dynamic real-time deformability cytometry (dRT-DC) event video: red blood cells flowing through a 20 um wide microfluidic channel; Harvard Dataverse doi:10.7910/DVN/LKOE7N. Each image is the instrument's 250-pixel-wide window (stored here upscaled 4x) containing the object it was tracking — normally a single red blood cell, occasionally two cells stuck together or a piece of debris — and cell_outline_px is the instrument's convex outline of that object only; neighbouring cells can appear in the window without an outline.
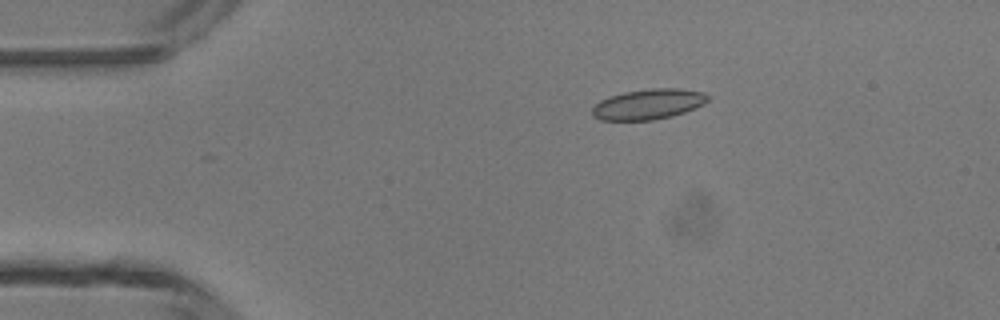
{"species": "common noctule bat (a hibernating species)", "species_latin": "Nyctalus noctula", "temperature_condition": "room temperature", "stored_images_in_passage": 4, "camera_frame_rate_fps": 3000, "um_per_image_px": 0.085, "animal": {"sex": "male", "body_mass_g": 13.3}, "frame": {"image": 1, "passage_image": 2, "time_ms": 2.0, "image_size_px": [1000, 320], "cell_outline_px": [[708, 100], [704, 104], [684, 112], [672, 116], [652, 120], [600, 120], [592, 116], [592, 108], [600, 100], [608, 96], [624, 92], [652, 88], [680, 88], [704, 92], [708, 96]], "centroid_in_image_um": [55.09, 8.85], "position_along_channel_um": 29.9, "area_um2": 20.52}}
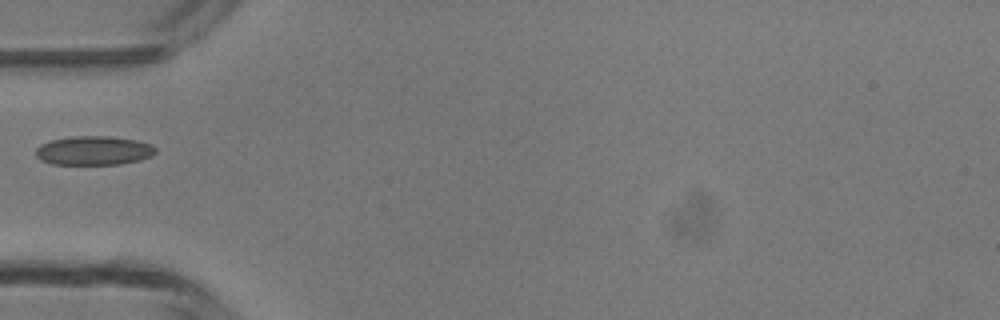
{"frame": {"image": 2, "passage_image": 4, "time_ms": 4.333, "image_size_px": [1000, 320], "cell_outline_px": [[156, 152], [152, 156], [140, 160], [120, 164], [52, 164], [40, 160], [36, 156], [36, 148], [40, 144], [52, 140], [72, 136], [108, 136], [136, 140], [152, 144], [156, 148]], "centroid_in_image_um": [7.98, 12.8], "position_along_channel_um": 77.0, "area_um2": 20.35}}